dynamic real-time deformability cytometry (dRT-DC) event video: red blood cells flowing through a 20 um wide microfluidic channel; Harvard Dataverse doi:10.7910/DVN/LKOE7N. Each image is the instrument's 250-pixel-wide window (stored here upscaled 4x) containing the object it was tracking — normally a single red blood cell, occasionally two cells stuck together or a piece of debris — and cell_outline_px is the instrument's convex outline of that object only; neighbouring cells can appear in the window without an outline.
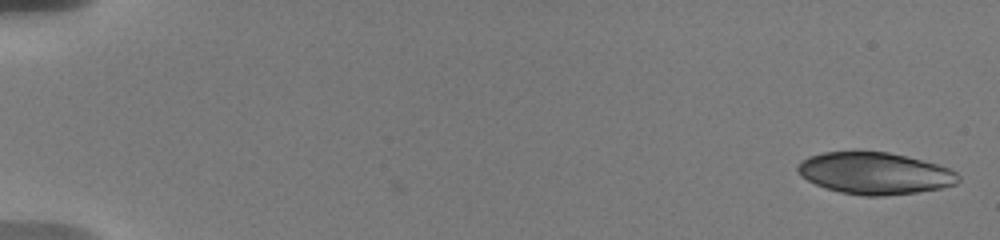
{"species": "human", "species_latin": "Homo sapiens", "temperature_condition": "warm", "stored_images_in_passage": 10, "camera_frame_rate_fps": 3000, "um_per_image_px": 0.085, "donor": {"sex": "male"}, "frame": {"image": 1, "passage_image": 1, "time_ms": 0.0, "image_size_px": [1000, 240], "cell_outline_px": [[960, 180], [956, 184], [940, 188], [916, 192], [884, 196], [864, 196], [840, 192], [816, 184], [800, 176], [796, 168], [800, 160], [808, 156], [824, 152], [888, 152], [936, 164], [948, 168], [956, 172], [960, 176]], "centroid_in_image_um": [74.33, 14.73], "position_along_channel_um": 10.7, "area_um2": 38.9}}
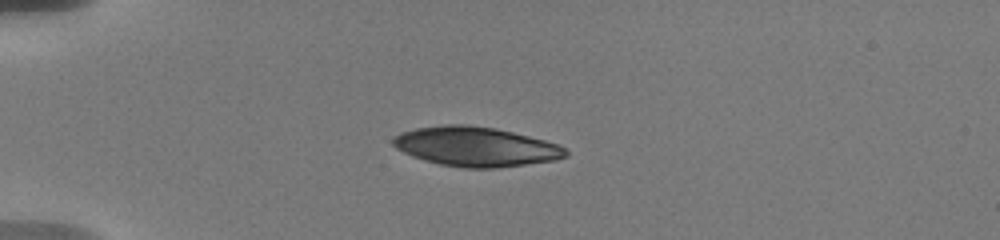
{"frame": {"image": 2, "passage_image": 9, "time_ms": 4.667, "image_size_px": [1000, 240], "cell_outline_px": [[568, 156], [556, 160], [496, 168], [464, 168], [440, 164], [424, 160], [412, 156], [396, 148], [392, 144], [392, 140], [400, 132], [416, 128], [444, 124], [464, 124], [496, 128], [560, 144], [568, 152]], "centroid_in_image_um": [40.44, 12.46], "position_along_channel_um": 44.6, "area_um2": 39.77}}